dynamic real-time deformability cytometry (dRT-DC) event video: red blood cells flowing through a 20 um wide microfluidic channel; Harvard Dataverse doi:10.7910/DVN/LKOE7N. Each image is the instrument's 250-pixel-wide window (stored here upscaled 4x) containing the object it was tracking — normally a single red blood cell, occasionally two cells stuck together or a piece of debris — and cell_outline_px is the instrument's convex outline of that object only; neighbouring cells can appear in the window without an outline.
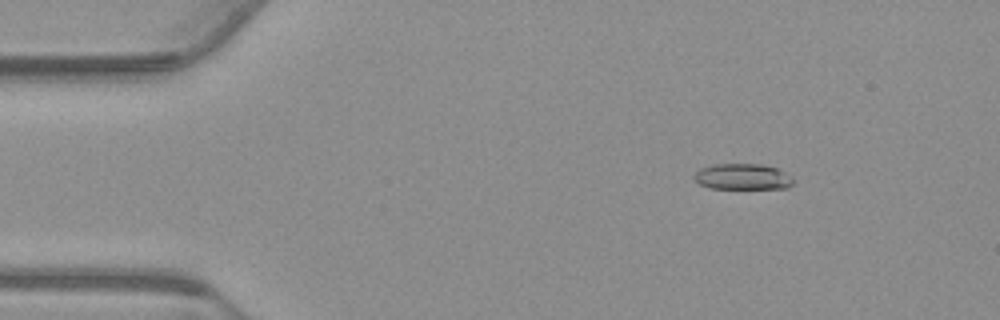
{"species": "common noctule bat (a hibernating species)", "species_latin": "Nyctalus noctula", "temperature_condition": "warm", "stored_images_in_passage": 54, "camera_frame_rate_fps": 3000, "um_per_image_px": 0.085, "animal": {"sex": "male", "body_mass_g": 23.1, "forearm_length_mm": 52.7}, "frame": {"image": 1, "passage_image": 7, "time_ms": 2.0, "image_size_px": [1000, 320], "cell_outline_px": [[792, 184], [788, 188], [712, 188], [700, 184], [692, 176], [700, 168], [716, 164], [760, 164], [776, 168], [792, 176]], "centroid_in_image_um": [63.12, 15.01], "position_along_channel_um": 21.9, "area_um2": 14.8}}
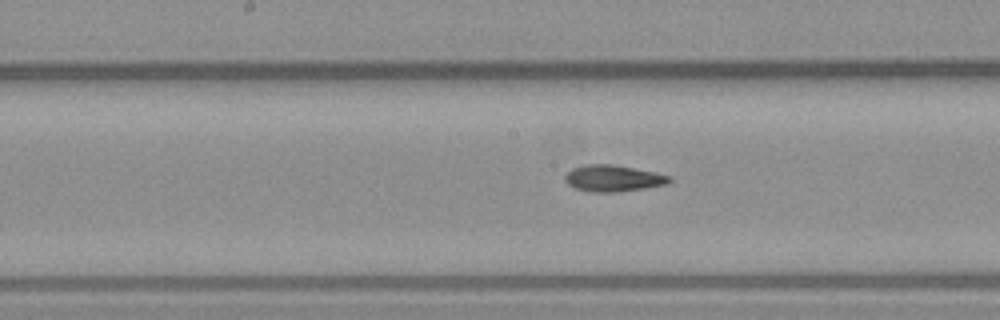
{"frame": {"image": 2, "passage_image": 27, "time_ms": 8.667, "image_size_px": [1000, 320], "cell_outline_px": [[672, 180], [668, 184], [644, 188], [616, 192], [592, 192], [576, 188], [568, 184], [564, 180], [564, 176], [572, 168], [588, 164], [612, 164], [672, 176]], "centroid_in_image_um": [52.11, 15.16], "position_along_channel_um": 196.1, "area_um2": 15.95}}
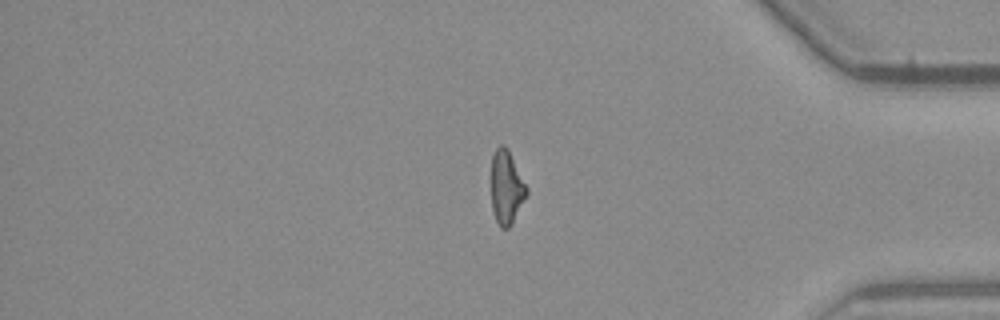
{"frame": {"image": 3, "passage_image": 45, "time_ms": 14.667, "image_size_px": [1000, 320], "cell_outline_px": [[528, 192], [512, 224], [508, 228], [500, 228], [496, 220], [492, 208], [492, 156], [496, 148], [500, 144], [504, 144], [508, 148], [528, 188]], "centroid_in_image_um": [43.05, 15.91], "position_along_channel_um": 392.1, "area_um2": 15.14}, "authors_computed_cell_mechanics": {"area_um2": 15.8083, "velocity_mm_per_s": 3.7569, "shape_relaxation_time_tau1_ms": 10.3458, "shape_relaxation_time_tau2_ms": 4.0139, "deformation_change_tau1": 0.2286, "deformation_change_tau2": 0.1247}}